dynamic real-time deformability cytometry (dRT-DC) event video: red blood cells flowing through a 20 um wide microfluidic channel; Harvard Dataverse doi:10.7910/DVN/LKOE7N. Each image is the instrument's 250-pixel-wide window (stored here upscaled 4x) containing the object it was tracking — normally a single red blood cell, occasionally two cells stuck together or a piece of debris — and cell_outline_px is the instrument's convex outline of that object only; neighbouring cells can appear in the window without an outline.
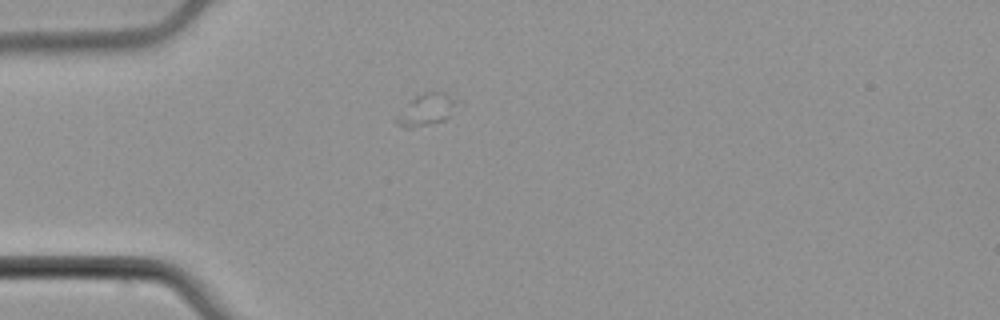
{"species": "common noctule bat (a hibernating species)", "species_latin": "Nyctalus noctula", "temperature_condition": "cold", "stored_images_in_passage": 2, "camera_frame_rate_fps": 3000, "um_per_image_px": 0.085, "animal": {"sex": "male", "body_mass_g": 21.5, "forearm_length_mm": 52.0}, "frame": {"image": 1, "passage_image": 1, "time_ms": 0.0, "image_size_px": [1000, 320], "cell_outline_px": [[456, 104], [448, 116], [444, 120], [412, 128], [404, 128], [396, 124], [392, 120], [392, 116], [416, 96], [424, 92], [444, 92], [456, 100]], "centroid_in_image_um": [36.12, 9.35], "position_along_channel_um": 48.9, "area_um2": 11.21}}